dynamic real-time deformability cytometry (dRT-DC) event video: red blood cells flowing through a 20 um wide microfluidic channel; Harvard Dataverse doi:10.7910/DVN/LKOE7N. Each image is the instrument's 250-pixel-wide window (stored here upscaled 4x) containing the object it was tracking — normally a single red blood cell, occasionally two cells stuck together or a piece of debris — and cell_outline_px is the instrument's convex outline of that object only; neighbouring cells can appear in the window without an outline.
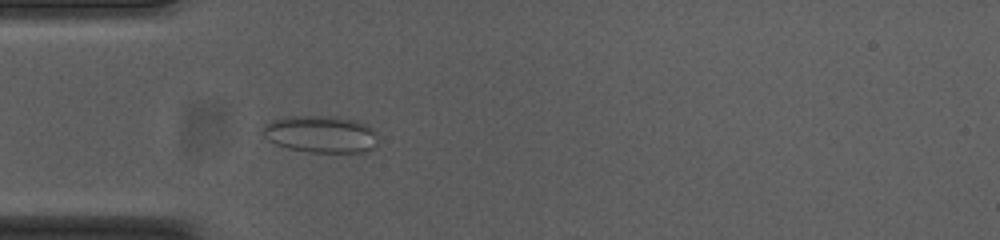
{"species": "common noctule bat (a hibernating species)", "species_latin": "Nyctalus noctula", "temperature_condition": "cold", "stored_images_in_passage": 54, "camera_frame_rate_fps": 3000, "um_per_image_px": 0.085, "animal": {"sex": "female", "body_mass_g": 23.0, "forearm_length_mm": 53.4}, "frame": {"image": 1, "passage_image": 16, "time_ms": 5.0, "image_size_px": [1000, 240], "cell_outline_px": [[376, 144], [372, 148], [364, 152], [308, 152], [288, 148], [276, 144], [268, 140], [260, 132], [264, 124], [272, 120], [284, 116], [336, 116], [356, 120], [368, 124], [372, 128], [376, 136]], "centroid_in_image_um": [27.23, 11.39], "position_along_channel_um": 57.8, "area_um2": 25.14}}
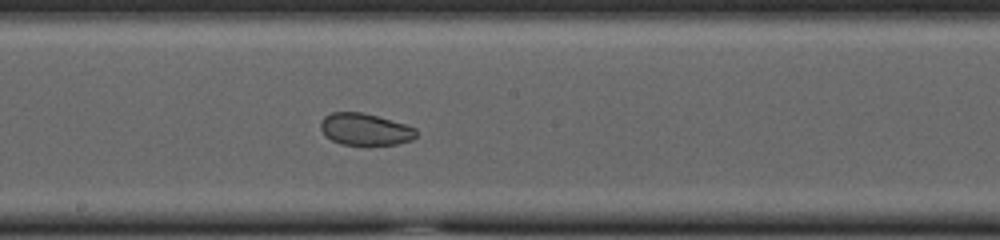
{"frame": {"image": 2, "passage_image": 29, "time_ms": 9.333, "image_size_px": [1000, 240], "cell_outline_px": [[416, 136], [412, 140], [396, 144], [340, 144], [324, 136], [320, 128], [320, 120], [324, 116], [332, 112], [360, 112], [376, 116], [404, 124], [416, 128]], "centroid_in_image_um": [30.98, 10.99], "position_along_channel_um": 217.2, "area_um2": 17.63}}
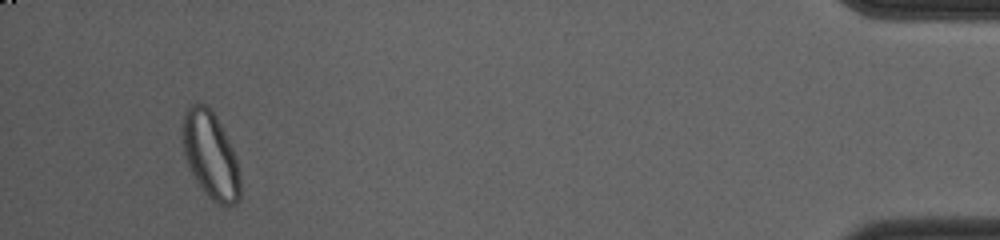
{"frame": {"image": 3, "passage_image": 51, "time_ms": 16.667, "image_size_px": [1000, 240], "cell_outline_px": [[240, 200], [236, 204], [216, 204], [208, 196], [196, 180], [188, 164], [184, 152], [184, 112], [192, 104], [204, 104], [212, 108], [232, 148], [240, 172]], "centroid_in_image_um": [17.93, 13.21], "position_along_channel_um": 417.3, "area_um2": 28.55}, "authors_computed_cell_mechanics": {"area_um2": 25.3453, "velocity_mm_per_s": 3.7414, "shape_relaxation_time_tau1_ms": null, "shape_relaxation_time_tau2_ms": 1.3862, "deformation_change_tau1": null, "deformation_change_tau2": 0.054}}